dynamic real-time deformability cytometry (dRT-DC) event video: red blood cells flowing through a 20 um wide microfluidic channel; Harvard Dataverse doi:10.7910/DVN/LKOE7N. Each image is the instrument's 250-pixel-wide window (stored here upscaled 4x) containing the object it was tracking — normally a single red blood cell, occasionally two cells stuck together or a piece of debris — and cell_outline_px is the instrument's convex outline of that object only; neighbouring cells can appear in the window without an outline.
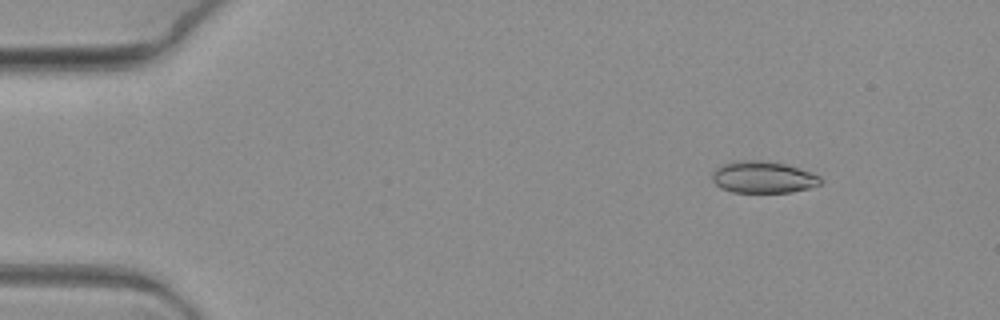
{"species": "common noctule bat (a hibernating species)", "species_latin": "Nyctalus noctula", "temperature_condition": "warm", "stored_images_in_passage": 4, "camera_frame_rate_fps": 3000, "um_per_image_px": 0.085, "animal": {"sex": "female", "body_mass_g": 19.3, "forearm_length_mm": 54.1}, "frame": {"image": 1, "passage_image": 1, "time_ms": 0.0, "image_size_px": [1000, 320], "cell_outline_px": [[824, 180], [820, 184], [808, 188], [792, 192], [732, 192], [720, 188], [712, 180], [712, 172], [720, 164], [744, 160], [764, 160], [784, 164], [820, 176]], "centroid_in_image_um": [64.83, 15.06], "position_along_channel_um": 20.2, "area_um2": 20.0}}
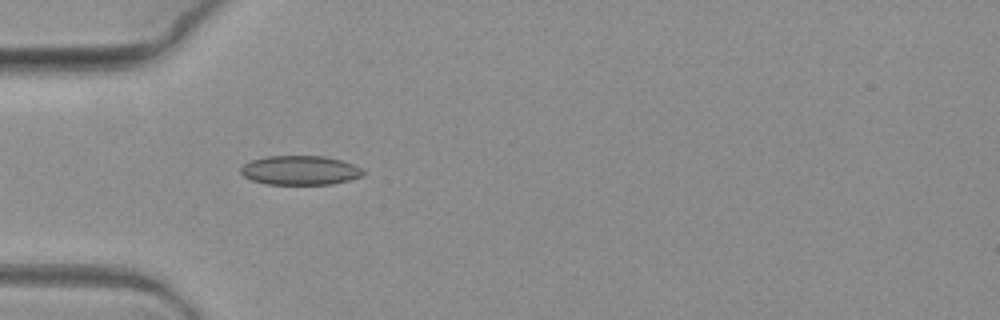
{"frame": {"image": 2, "passage_image": 4, "time_ms": 1.0, "image_size_px": [1000, 320], "cell_outline_px": [[364, 176], [332, 184], [268, 184], [252, 180], [244, 176], [240, 172], [240, 168], [244, 164], [252, 160], [268, 156], [324, 156], [340, 160], [352, 164], [360, 168], [364, 172]], "centroid_in_image_um": [25.5, 14.48], "position_along_channel_um": 59.5, "area_um2": 20.69}}